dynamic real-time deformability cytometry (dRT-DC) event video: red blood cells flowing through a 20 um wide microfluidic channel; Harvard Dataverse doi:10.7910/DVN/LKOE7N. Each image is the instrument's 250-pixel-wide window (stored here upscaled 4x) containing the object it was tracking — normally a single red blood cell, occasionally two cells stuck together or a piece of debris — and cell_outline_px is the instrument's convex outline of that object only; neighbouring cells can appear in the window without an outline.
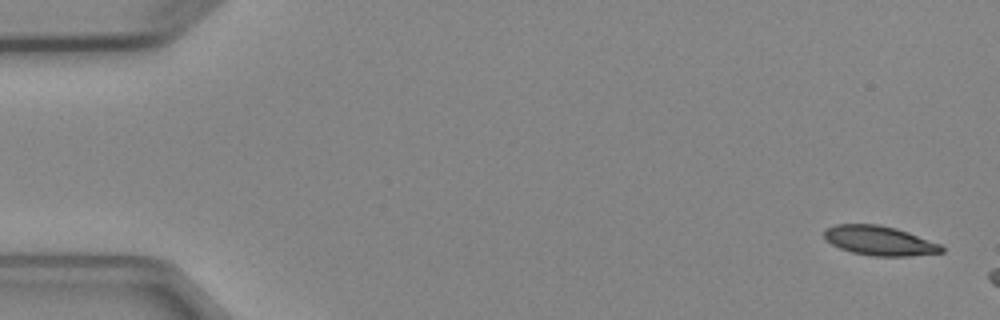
{"species": "Egyptian fruit bat (a non-hibernating species)", "species_latin": "Rousettus aegyptiacus", "temperature_condition": "cold", "stored_images_in_passage": 3, "camera_frame_rate_fps": 3000, "um_per_image_px": 0.085, "animal": {"sex": "female"}, "frame": {"image": 1, "passage_image": 1, "time_ms": 0.0, "image_size_px": [1000, 320], "cell_outline_px": [[944, 252], [908, 256], [872, 256], [852, 252], [840, 248], [832, 244], [824, 236], [824, 228], [836, 224], [880, 224], [896, 228], [908, 232], [940, 244], [944, 248]], "centroid_in_image_um": [74.75, 20.45], "position_along_channel_um": 10.3, "area_um2": 20.11}}